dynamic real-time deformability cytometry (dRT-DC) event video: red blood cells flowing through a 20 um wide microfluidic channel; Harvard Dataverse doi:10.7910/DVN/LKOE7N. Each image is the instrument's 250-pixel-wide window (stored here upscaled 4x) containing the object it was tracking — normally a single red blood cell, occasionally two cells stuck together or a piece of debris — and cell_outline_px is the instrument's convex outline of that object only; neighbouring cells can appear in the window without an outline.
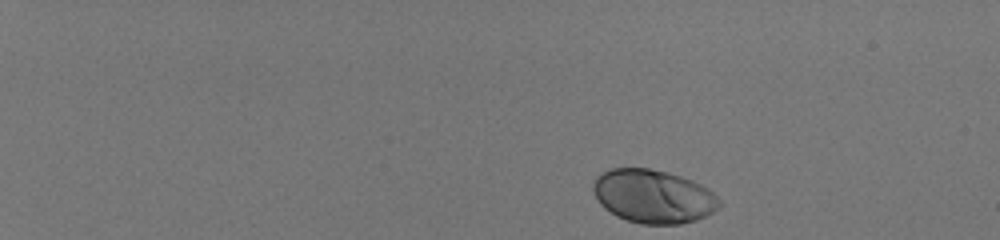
{"species": "human", "species_latin": "Homo sapiens", "temperature_condition": "room temperature", "stored_images_in_passage": 47, "camera_frame_rate_fps": 3000, "um_per_image_px": 0.085, "donor": {"sex": "male"}, "frame": {"image": 1, "passage_image": 1, "time_ms": 0.0, "image_size_px": [1000, 240], "cell_outline_px": [[720, 204], [712, 212], [696, 220], [680, 224], [640, 224], [616, 216], [604, 208], [600, 204], [592, 188], [592, 184], [596, 176], [612, 168], [648, 168], [668, 172], [692, 180], [708, 188], [720, 200]], "centroid_in_image_um": [55.5, 16.68], "position_along_channel_um": 29.5, "area_um2": 39.25}}
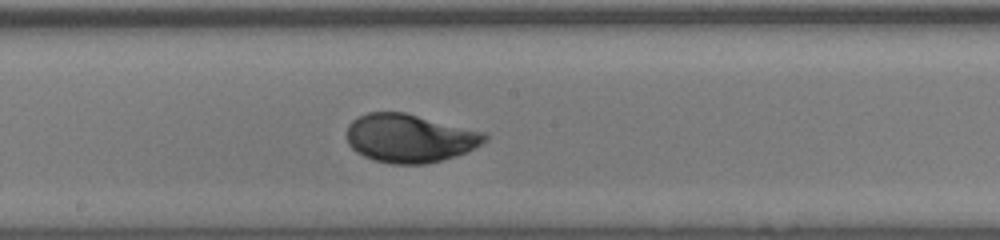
{"frame": {"image": 2, "passage_image": 27, "time_ms": 8.667, "image_size_px": [1000, 240], "cell_outline_px": [[488, 140], [464, 152], [440, 160], [424, 164], [392, 164], [376, 160], [364, 156], [356, 152], [348, 144], [348, 124], [352, 120], [368, 112], [404, 112], [484, 132], [488, 136]], "centroid_in_image_um": [34.79, 11.74], "position_along_channel_um": 213.4, "area_um2": 38.44}}
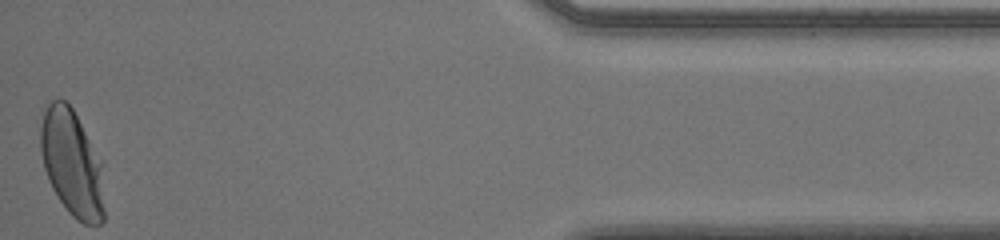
{"frame": {"image": 3, "passage_image": 47, "time_ms": 15.333, "image_size_px": [1000, 240], "cell_outline_px": [[104, 220], [100, 224], [84, 224], [76, 220], [68, 212], [52, 188], [48, 180], [44, 168], [40, 148], [40, 128], [44, 112], [48, 104], [52, 100], [64, 100], [72, 108], [104, 160]], "centroid_in_image_um": [6.17, 13.89], "position_along_channel_um": 429.0, "area_um2": 40.46}, "authors_computed_cell_mechanics": {"area_um2": 38.3792, "velocity_mm_per_s": 3.9775, "shape_relaxation_time_tau1_ms": 2.8619, "shape_relaxation_time_tau2_ms": null, "deformation_change_tau1": 0.1572, "deformation_change_tau2": null}}